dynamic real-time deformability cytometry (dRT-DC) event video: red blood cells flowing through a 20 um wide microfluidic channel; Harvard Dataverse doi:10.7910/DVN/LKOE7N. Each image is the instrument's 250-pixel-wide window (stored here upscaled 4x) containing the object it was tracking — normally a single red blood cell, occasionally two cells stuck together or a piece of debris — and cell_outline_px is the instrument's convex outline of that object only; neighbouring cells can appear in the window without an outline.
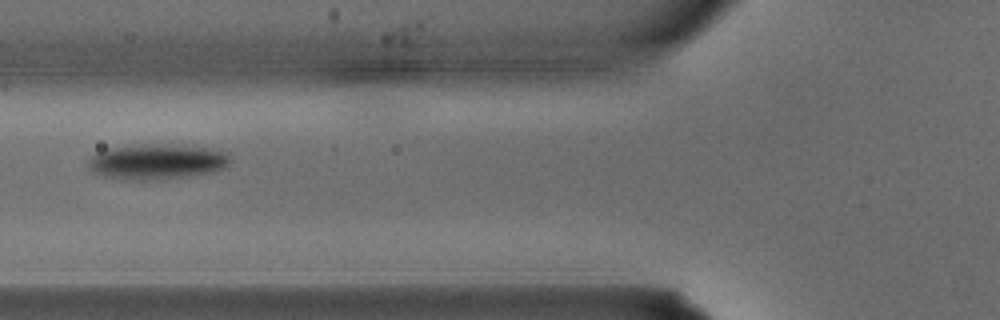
{"species": "common noctule bat (a hibernating species)", "species_latin": "Nyctalus noctula", "temperature_condition": "warm", "stored_images_in_passage": 3, "camera_frame_rate_fps": 3000, "um_per_image_px": 0.085, "animal": {"sex": "male", "body_mass_g": 15.6}, "frame": {"image": 1, "passage_image": 3, "time_ms": 0.667, "image_size_px": [1000, 320], "cell_outline_px": [[232, 160], [228, 168], [216, 172], [192, 176], [160, 180], [116, 180], [100, 176], [92, 172], [88, 168], [88, 160], [92, 156], [108, 148], [160, 144], [204, 148], [224, 152]], "centroid_in_image_um": [13.34, 13.8], "position_along_channel_um": 112.5, "area_um2": 29.48}}